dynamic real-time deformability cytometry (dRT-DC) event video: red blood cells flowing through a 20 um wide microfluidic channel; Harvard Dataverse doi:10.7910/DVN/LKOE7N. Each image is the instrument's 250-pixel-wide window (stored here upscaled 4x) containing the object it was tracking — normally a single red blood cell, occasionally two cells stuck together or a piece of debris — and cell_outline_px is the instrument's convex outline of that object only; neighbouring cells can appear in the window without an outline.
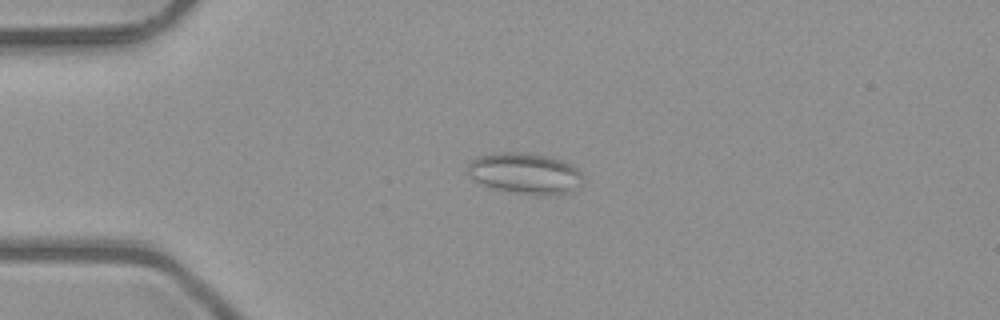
{"species": "common noctule bat (a hibernating species)", "species_latin": "Nyctalus noctula", "temperature_condition": "room temperature", "stored_images_in_passage": 42, "camera_frame_rate_fps": 3000, "um_per_image_px": 0.085, "animal": {"sex": "male", "body_mass_g": 23.1, "forearm_length_mm": 52.7}, "frame": {"image": 1, "passage_image": 3, "time_ms": 0.667, "image_size_px": [1000, 320], "cell_outline_px": [[580, 184], [568, 192], [556, 196], [548, 196], [492, 188], [476, 180], [468, 172], [468, 164], [472, 160], [480, 156], [496, 152], [528, 152], [560, 160], [572, 164], [580, 172]], "centroid_in_image_um": [44.63, 14.72], "position_along_channel_um": 40.4, "area_um2": 26.99}}
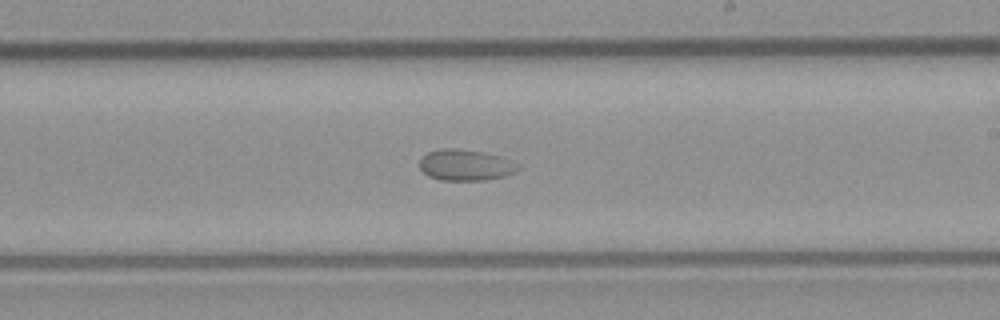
{"frame": {"image": 2, "passage_image": 21, "time_ms": 6.667, "image_size_px": [1000, 320], "cell_outline_px": [[520, 168], [516, 172], [504, 176], [484, 180], [440, 180], [428, 176], [420, 168], [420, 160], [428, 152], [440, 148], [456, 148], [484, 152], [500, 156], [508, 160]], "centroid_in_image_um": [39.54, 14.03], "position_along_channel_um": 249.5, "area_um2": 17.69}}
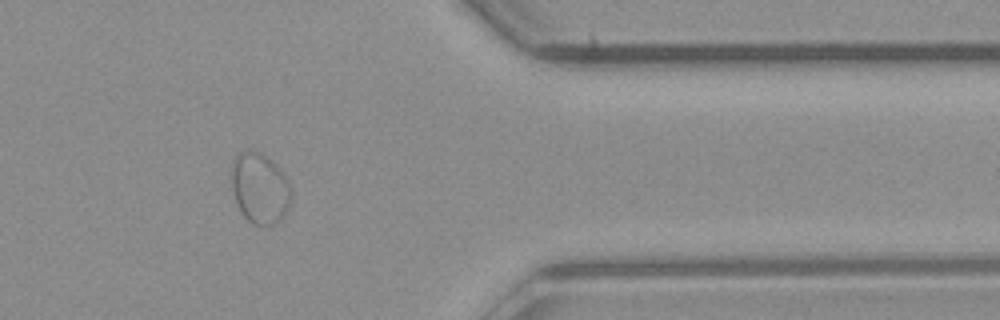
{"frame": {"image": 3, "passage_image": 33, "time_ms": 10.667, "image_size_px": [1000, 320], "cell_outline_px": [[292, 200], [284, 216], [280, 220], [272, 224], [252, 224], [240, 212], [236, 204], [228, 176], [232, 160], [236, 152], [244, 148], [248, 148], [260, 152], [272, 160], [284, 172], [292, 188]], "centroid_in_image_um": [22.04, 15.92], "position_along_channel_um": 389.4, "area_um2": 25.78}}